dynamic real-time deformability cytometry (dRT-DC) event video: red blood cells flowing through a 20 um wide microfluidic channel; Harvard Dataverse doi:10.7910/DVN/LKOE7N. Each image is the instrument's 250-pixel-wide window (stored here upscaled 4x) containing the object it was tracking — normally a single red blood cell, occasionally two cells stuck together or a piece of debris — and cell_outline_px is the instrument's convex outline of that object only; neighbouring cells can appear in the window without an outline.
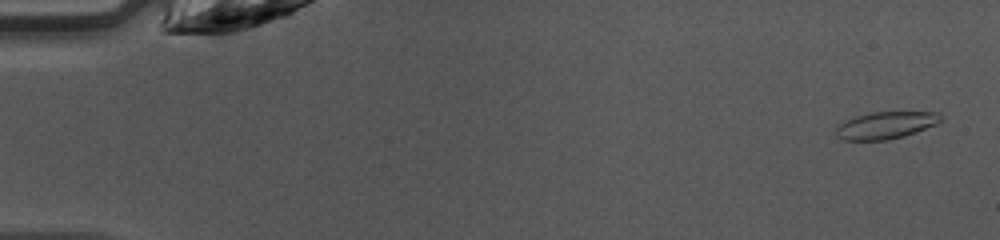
{"species": "common noctule bat (a hibernating species)", "species_latin": "Nyctalus noctula", "temperature_condition": "warm", "stored_images_in_passage": 47, "camera_frame_rate_fps": 3000, "um_per_image_px": 0.085, "animal": {"sex": "female", "body_mass_g": 10.0, "forearm_length_mm": 53.1}, "frame": {"image": 1, "passage_image": 2, "time_ms": 0.333, "image_size_px": [1000, 240], "cell_outline_px": [[940, 120], [936, 124], [916, 132], [904, 136], [888, 140], [844, 140], [836, 136], [836, 128], [840, 124], [856, 116], [872, 112], [936, 112], [940, 116]], "centroid_in_image_um": [75.27, 10.65], "position_along_channel_um": 9.7, "area_um2": 16.3}}
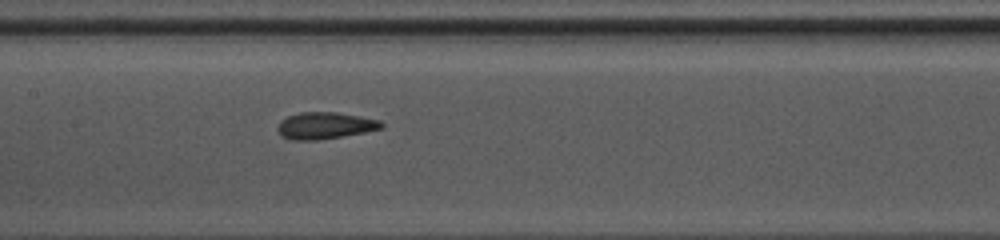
{"frame": {"image": 2, "passage_image": 23, "time_ms": 7.333, "image_size_px": [1000, 240], "cell_outline_px": [[384, 128], [364, 132], [316, 140], [292, 140], [280, 136], [276, 128], [280, 120], [288, 116], [300, 112], [336, 112], [360, 116], [380, 120], [384, 124]], "centroid_in_image_um": [27.59, 10.67], "position_along_channel_um": 179.8, "area_um2": 16.24}}
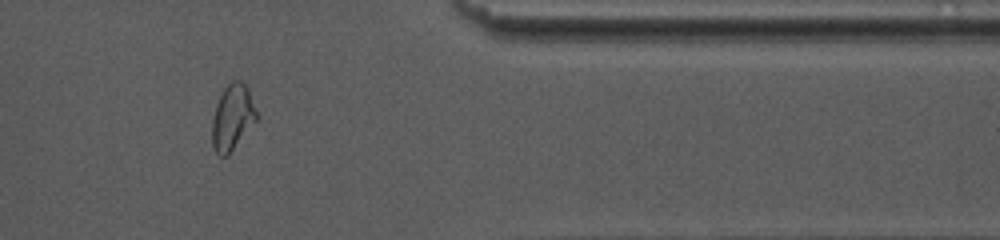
{"frame": {"image": 3, "passage_image": 39, "time_ms": 12.667, "image_size_px": [1000, 240], "cell_outline_px": [[260, 116], [228, 156], [220, 156], [216, 152], [212, 144], [212, 120], [216, 104], [224, 88], [232, 80], [240, 80], [248, 88]], "centroid_in_image_um": [19.78, 9.97], "position_along_channel_um": 391.6, "area_um2": 17.22}, "authors_computed_cell_mechanics": {"area_um2": 16.5886, "velocity_mm_per_s": 4.2699, "shape_relaxation_time_tau1_ms": null, "shape_relaxation_time_tau2_ms": 1.3154, "deformation_change_tau1": null, "deformation_change_tau2": 0.0928}}